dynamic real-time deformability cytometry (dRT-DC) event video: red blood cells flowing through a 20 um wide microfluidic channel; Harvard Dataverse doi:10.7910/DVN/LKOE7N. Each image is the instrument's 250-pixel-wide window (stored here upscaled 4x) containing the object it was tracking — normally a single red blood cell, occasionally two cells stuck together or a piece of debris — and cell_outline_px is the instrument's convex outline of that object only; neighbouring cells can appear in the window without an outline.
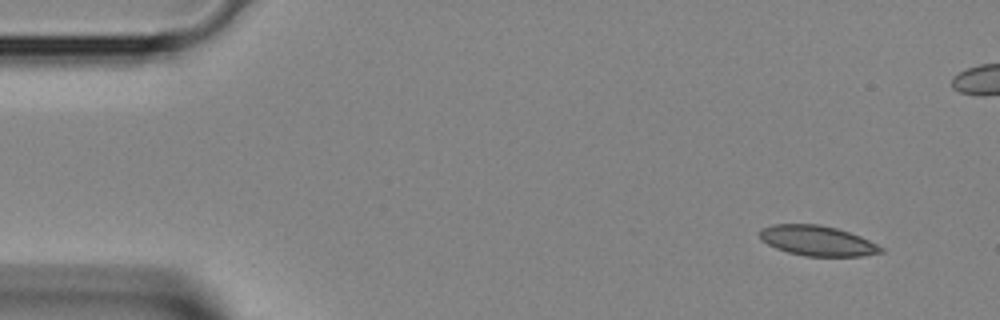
{"species": "Egyptian fruit bat (a non-hibernating species)", "species_latin": "Rousettus aegyptiacus", "temperature_condition": "room temperature", "stored_images_in_passage": 3, "camera_frame_rate_fps": 3000, "um_per_image_px": 0.085, "animal": {"sex": "female"}, "frame": {"image": 1, "passage_image": 1, "time_ms": 0.0, "image_size_px": [1000, 320], "cell_outline_px": [[884, 252], [864, 256], [804, 256], [788, 252], [776, 248], [760, 240], [760, 228], [772, 224], [820, 224], [836, 228], [860, 236], [884, 248]], "centroid_in_image_um": [69.46, 20.46], "position_along_channel_um": 15.5, "area_um2": 21.33}}